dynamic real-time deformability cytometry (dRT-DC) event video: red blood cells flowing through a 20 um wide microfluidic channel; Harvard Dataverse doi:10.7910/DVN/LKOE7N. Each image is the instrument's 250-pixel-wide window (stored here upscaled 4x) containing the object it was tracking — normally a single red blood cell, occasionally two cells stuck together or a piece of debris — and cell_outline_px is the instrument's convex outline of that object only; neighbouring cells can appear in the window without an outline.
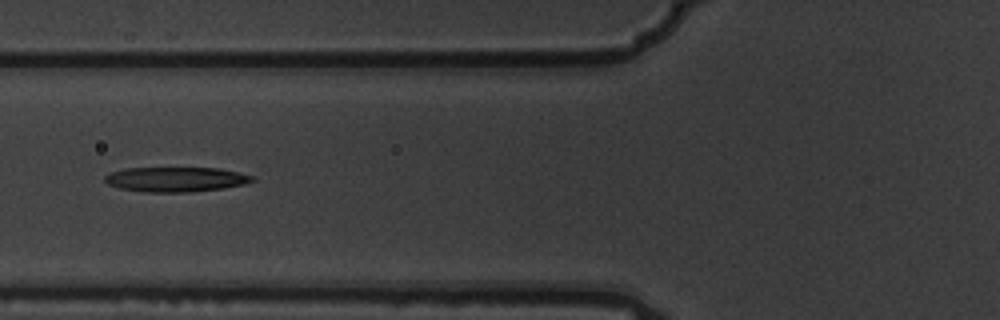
{"species": "common noctule bat (a hibernating species)", "species_latin": "Nyctalus noctula", "temperature_condition": "warm", "stored_images_in_passage": 6, "camera_frame_rate_fps": 3000, "um_per_image_px": 0.085, "animal": {"sex": "male", "body_mass_g": 19.5, "forearm_length_mm": 54.6}, "frame": {"image": 1, "passage_image": 6, "time_ms": 1.667, "image_size_px": [1000, 320], "cell_outline_px": [[256, 180], [244, 184], [224, 188], [192, 192], [144, 192], [120, 188], [108, 184], [104, 180], [104, 176], [112, 172], [128, 168], [220, 168], [240, 172], [252, 176]], "centroid_in_image_um": [14.97, 15.25], "position_along_channel_um": 110.8, "area_um2": 21.33}}